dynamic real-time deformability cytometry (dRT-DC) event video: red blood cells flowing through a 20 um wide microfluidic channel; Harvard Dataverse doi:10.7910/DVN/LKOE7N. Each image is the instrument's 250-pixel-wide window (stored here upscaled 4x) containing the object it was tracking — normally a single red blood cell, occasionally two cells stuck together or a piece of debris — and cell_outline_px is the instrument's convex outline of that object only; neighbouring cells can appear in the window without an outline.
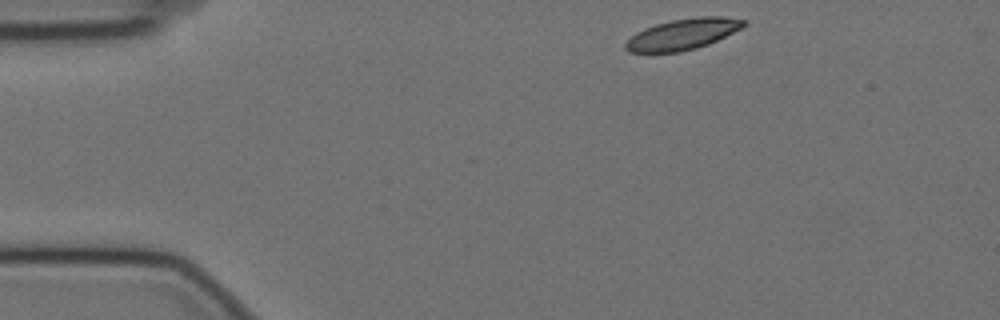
{"species": "Egyptian fruit bat (a non-hibernating species)", "species_latin": "Rousettus aegyptiacus", "temperature_condition": "cold", "stored_images_in_passage": 3, "camera_frame_rate_fps": 3000, "um_per_image_px": 0.085, "animal": {"sex": "female"}, "frame": {"image": 1, "passage_image": 1, "time_ms": 0.0, "image_size_px": [1000, 320], "cell_outline_px": [[748, 24], [708, 44], [696, 48], [680, 52], [628, 52], [624, 48], [624, 44], [636, 32], [644, 28], [656, 24], [672, 20], [696, 16], [724, 16], [748, 20]], "centroid_in_image_um": [58.04, 2.89], "position_along_channel_um": 27.0, "area_um2": 21.27}}